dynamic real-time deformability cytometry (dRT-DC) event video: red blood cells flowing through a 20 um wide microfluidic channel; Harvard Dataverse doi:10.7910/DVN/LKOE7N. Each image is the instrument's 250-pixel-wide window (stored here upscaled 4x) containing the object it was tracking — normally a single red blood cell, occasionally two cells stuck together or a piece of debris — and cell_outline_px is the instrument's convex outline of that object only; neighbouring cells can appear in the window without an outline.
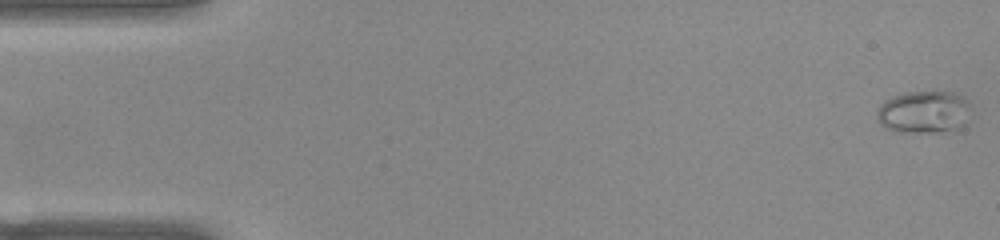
{"species": "common noctule bat (a hibernating species)", "species_latin": "Nyctalus noctula", "temperature_condition": "warm", "stored_images_in_passage": 52, "camera_frame_rate_fps": 3000, "um_per_image_px": 0.085, "animal": {"sex": "female", "body_mass_g": 22.0, "forearm_length_mm": 56.7}, "frame": {"image": 1, "passage_image": 1, "time_ms": 0.0, "image_size_px": [1000, 240], "cell_outline_px": [[968, 100], [964, 124], [956, 132], [892, 132], [884, 128], [880, 124], [876, 116], [876, 112], [880, 104], [884, 100], [892, 96], [904, 92], [932, 88], [952, 92], [964, 96]], "centroid_in_image_um": [78.48, 9.49], "position_along_channel_um": 6.5, "area_um2": 24.22}}
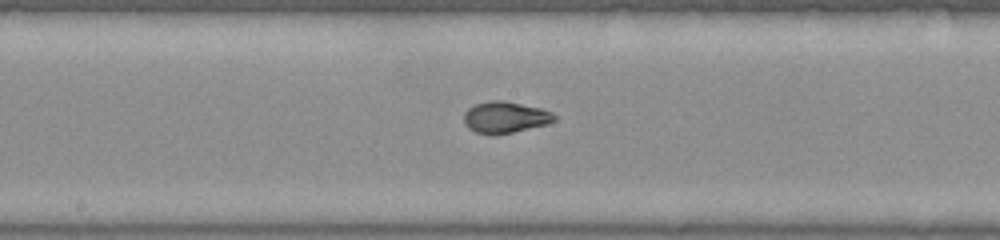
{"frame": {"image": 2, "passage_image": 27, "time_ms": 8.667, "image_size_px": [1000, 240], "cell_outline_px": [[556, 120], [548, 124], [512, 132], [492, 136], [476, 132], [468, 128], [464, 124], [464, 112], [468, 108], [476, 104], [488, 100], [504, 100], [540, 108], [552, 112], [556, 116]], "centroid_in_image_um": [42.92, 9.97], "position_along_channel_um": 205.3, "area_um2": 16.76}}
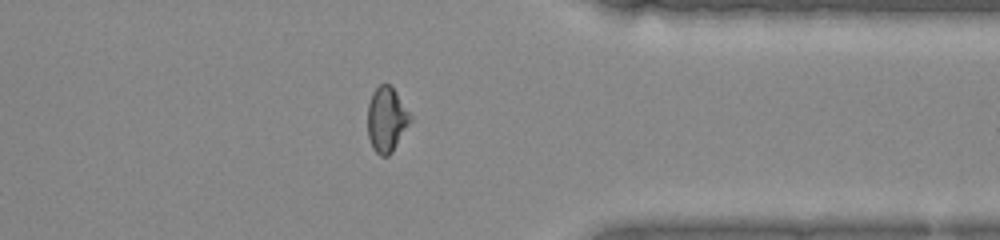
{"frame": {"image": 3, "passage_image": 41, "time_ms": 13.333, "image_size_px": [1000, 240], "cell_outline_px": [[412, 116], [408, 124], [392, 152], [388, 156], [380, 156], [372, 148], [368, 136], [368, 104], [372, 92], [380, 84], [388, 84], [396, 92]], "centroid_in_image_um": [32.83, 10.16], "position_along_channel_um": 378.6, "area_um2": 15.9}, "authors_computed_cell_mechanics": {"area_um2": 16.762, "velocity_mm_per_s": 3.9158, "shape_relaxation_time_tau1_ms": 11.1857, "shape_relaxation_time_tau2_ms": 1.0547, "deformation_change_tau1": 0.3032, "deformation_change_tau2": 0.053}}